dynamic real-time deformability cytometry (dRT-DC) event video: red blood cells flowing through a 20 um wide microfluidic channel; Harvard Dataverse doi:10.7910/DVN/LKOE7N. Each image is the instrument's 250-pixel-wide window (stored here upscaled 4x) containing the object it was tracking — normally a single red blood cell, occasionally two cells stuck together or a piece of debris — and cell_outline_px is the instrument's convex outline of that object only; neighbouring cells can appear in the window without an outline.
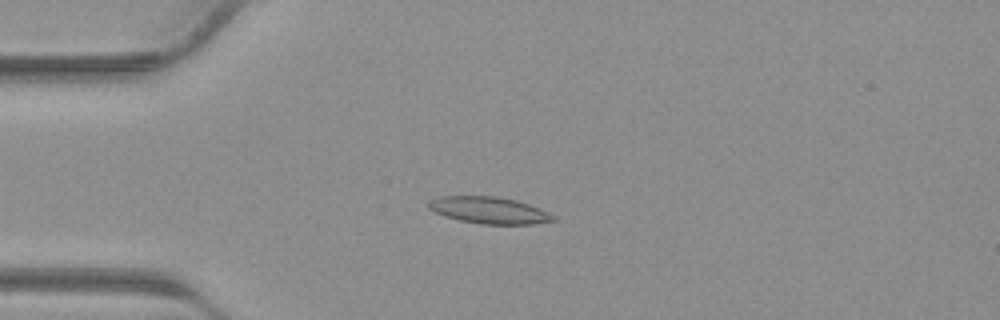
{"species": "common noctule bat (a hibernating species)", "species_latin": "Nyctalus noctula", "temperature_condition": "warm", "stored_images_in_passage": 41, "camera_frame_rate_fps": 3000, "um_per_image_px": 0.085, "animal": {"sex": "male", "body_mass_g": 23.1, "forearm_length_mm": 52.7}, "frame": {"image": 1, "passage_image": 11, "time_ms": 3.333, "image_size_px": [1000, 320], "cell_outline_px": [[560, 220], [532, 224], [480, 224], [460, 220], [444, 216], [428, 208], [428, 200], [440, 196], [496, 196], [516, 200], [540, 208], [556, 216]], "centroid_in_image_um": [41.6, 17.87], "position_along_channel_um": 43.4, "area_um2": 19.59}}
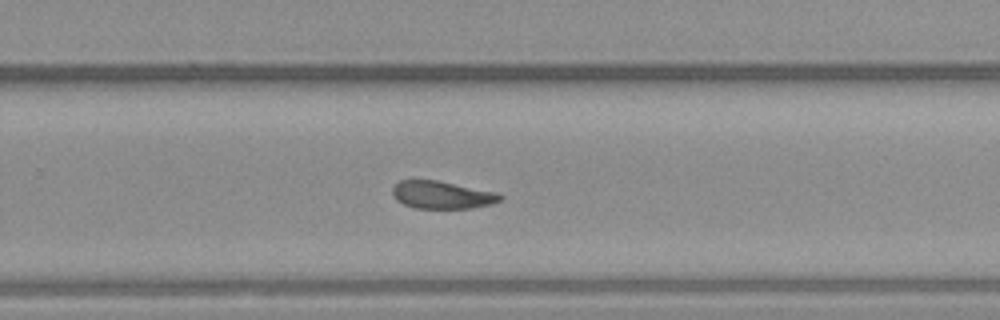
{"frame": {"image": 2, "passage_image": 27, "time_ms": 8.667, "image_size_px": [1000, 320], "cell_outline_px": [[504, 196], [500, 200], [492, 204], [468, 208], [416, 208], [404, 204], [396, 200], [392, 196], [392, 188], [400, 180], [436, 180], [496, 192]], "centroid_in_image_um": [37.55, 16.56], "position_along_channel_um": 292.3, "area_um2": 17.22}}
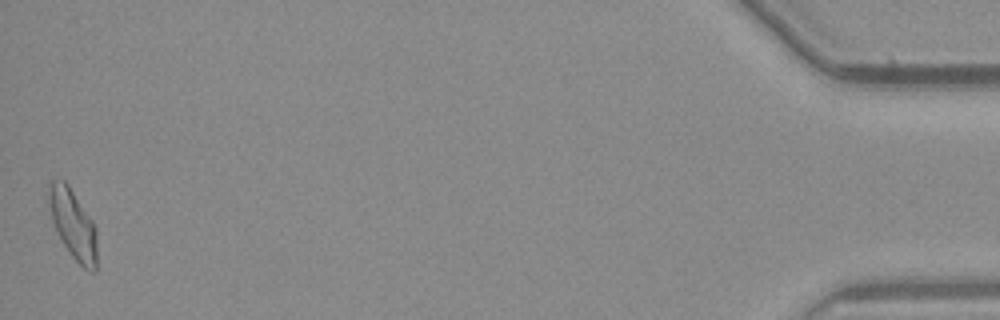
{"frame": {"image": 3, "passage_image": 41, "time_ms": 13.333, "image_size_px": [1000, 320], "cell_outline_px": [[96, 272], [92, 272], [84, 268], [72, 256], [56, 232], [44, 196], [44, 192], [48, 180], [64, 180], [68, 184], [92, 220], [96, 228]], "centroid_in_image_um": [6.13, 18.97], "position_along_channel_um": 429.1, "area_um2": 20.0}}